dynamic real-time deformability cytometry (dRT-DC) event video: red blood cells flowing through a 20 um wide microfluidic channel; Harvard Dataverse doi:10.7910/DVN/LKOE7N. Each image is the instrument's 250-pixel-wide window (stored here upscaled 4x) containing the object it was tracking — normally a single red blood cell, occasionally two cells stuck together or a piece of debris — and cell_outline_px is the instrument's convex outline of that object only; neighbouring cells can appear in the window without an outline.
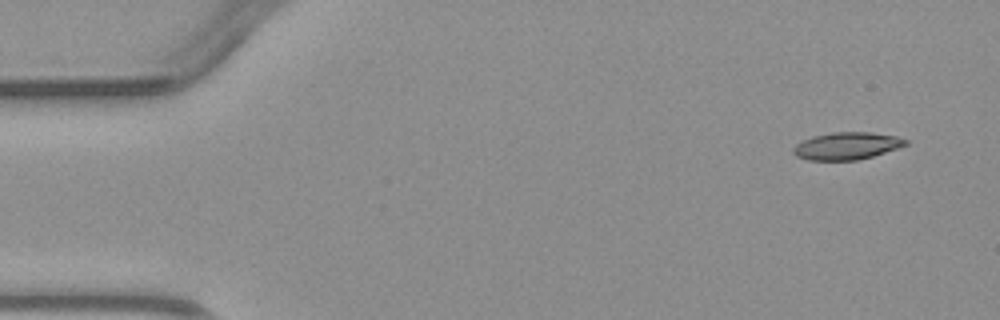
{"species": "common noctule bat (a hibernating species)", "species_latin": "Nyctalus noctula", "temperature_condition": "warm", "stored_images_in_passage": 4, "camera_frame_rate_fps": 3000, "um_per_image_px": 0.085, "animal": {"sex": "male", "body_mass_g": 23.1, "forearm_length_mm": 52.7}, "frame": {"image": 1, "passage_image": 1, "time_ms": 0.0, "image_size_px": [1000, 320], "cell_outline_px": [[908, 144], [872, 156], [856, 160], [808, 160], [796, 156], [792, 152], [792, 148], [796, 144], [812, 136], [832, 132], [872, 132], [896, 136], [908, 140]], "centroid_in_image_um": [71.94, 12.39], "position_along_channel_um": 13.1, "area_um2": 17.8}}